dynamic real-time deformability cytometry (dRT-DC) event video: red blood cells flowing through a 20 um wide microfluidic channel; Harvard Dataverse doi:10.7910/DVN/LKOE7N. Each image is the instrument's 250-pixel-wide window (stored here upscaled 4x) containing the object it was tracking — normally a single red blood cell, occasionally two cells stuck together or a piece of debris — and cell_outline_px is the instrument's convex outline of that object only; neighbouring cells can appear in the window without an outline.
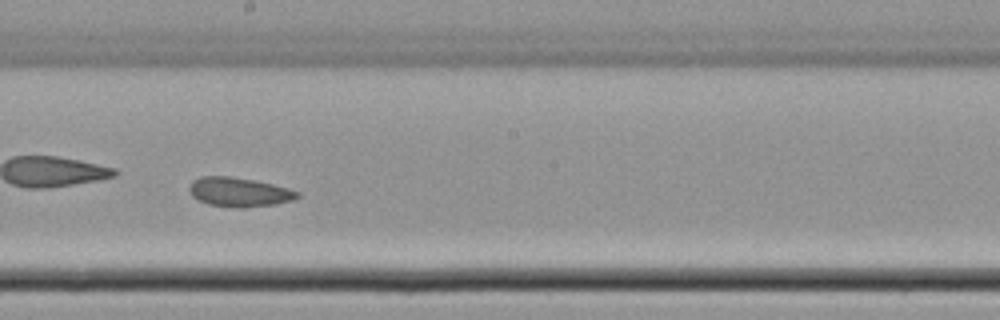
{"species": "common noctule bat (a hibernating species)", "species_latin": "Nyctalus noctula", "temperature_condition": "cold", "stored_images_in_passage": 53, "camera_frame_rate_fps": 3000, "um_per_image_px": 0.085, "animal": {"sex": "female", "body_mass_g": 22.7, "forearm_length_mm": 54.2}, "frame": {"image": 1, "passage_image": 31, "time_ms": 10.0, "image_size_px": [1000, 320], "cell_outline_px": [[300, 196], [292, 200], [276, 204], [244, 208], [236, 208], [208, 204], [192, 196], [188, 188], [192, 180], [200, 176], [228, 176], [256, 180], [288, 188], [300, 192]], "centroid_in_image_um": [20.32, 16.32], "position_along_channel_um": 227.9, "area_um2": 18.55}}